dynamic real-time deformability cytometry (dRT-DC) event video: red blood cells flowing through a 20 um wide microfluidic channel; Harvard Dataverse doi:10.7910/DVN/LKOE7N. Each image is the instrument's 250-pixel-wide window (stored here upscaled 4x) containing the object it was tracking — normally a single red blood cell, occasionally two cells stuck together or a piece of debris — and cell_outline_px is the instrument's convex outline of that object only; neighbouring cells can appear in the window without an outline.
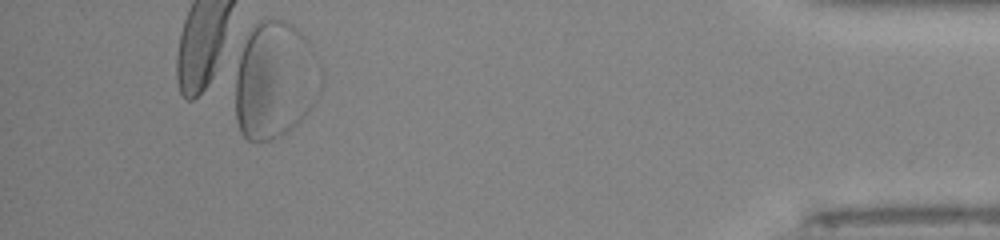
{"species": "human", "species_latin": "Homo sapiens", "temperature_condition": "room temperature", "stored_images_in_passage": 35, "camera_frame_rate_fps": 3000, "um_per_image_px": 0.085, "donor": {"sex": "male"}, "frame": {"image": 1, "passage_image": 35, "time_ms": 11.333, "image_size_px": [1000, 240], "cell_outline_px": [[308, 112], [292, 128], [280, 136], [256, 144], [248, 140], [240, 132], [236, 120], [236, 72], [240, 56], [244, 44], [252, 28], [260, 20], [284, 20], [292, 24], [308, 40]], "centroid_in_image_um": [23.11, 6.88], "position_along_channel_um": 412.1, "area_um2": 54.1}, "authors_computed_cell_mechanics": {"area_um2": 41.616, "velocity_mm_per_s": 4.0533, "shape_relaxation_time_tau1_ms": 3.908, "shape_relaxation_time_tau2_ms": null, "deformation_change_tau1": 0.3259, "deformation_change_tau2": null}}